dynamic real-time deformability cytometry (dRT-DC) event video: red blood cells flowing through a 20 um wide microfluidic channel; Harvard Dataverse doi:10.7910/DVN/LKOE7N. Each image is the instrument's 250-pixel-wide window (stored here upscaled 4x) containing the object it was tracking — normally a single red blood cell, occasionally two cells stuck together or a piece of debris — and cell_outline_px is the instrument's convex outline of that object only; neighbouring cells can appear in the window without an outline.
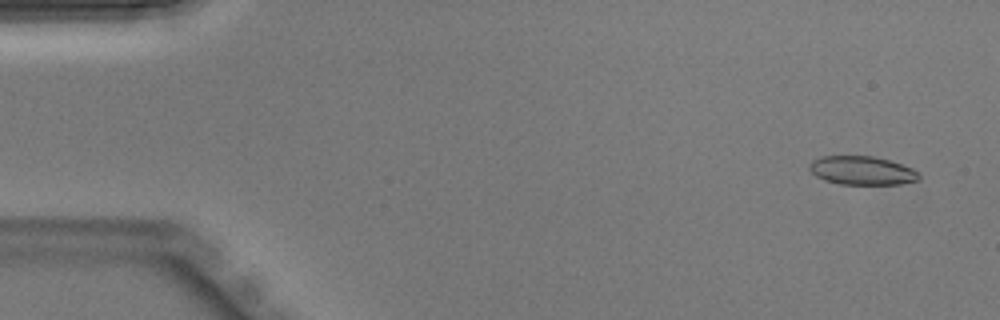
{"species": "Egyptian fruit bat (a non-hibernating species)", "species_latin": "Rousettus aegyptiacus", "temperature_condition": "warm", "stored_images_in_passage": 12, "camera_frame_rate_fps": 3000, "um_per_image_px": 0.085, "animal": {"sex": "male"}, "frame": {"image": 1, "passage_image": 3, "time_ms": 0.667, "image_size_px": [1000, 320], "cell_outline_px": [[920, 180], [900, 184], [840, 184], [824, 180], [816, 176], [808, 168], [808, 164], [812, 160], [820, 156], [872, 156], [888, 160], [912, 168], [920, 176]], "centroid_in_image_um": [73.23, 14.49], "position_along_channel_um": 11.8, "area_um2": 18.26}}